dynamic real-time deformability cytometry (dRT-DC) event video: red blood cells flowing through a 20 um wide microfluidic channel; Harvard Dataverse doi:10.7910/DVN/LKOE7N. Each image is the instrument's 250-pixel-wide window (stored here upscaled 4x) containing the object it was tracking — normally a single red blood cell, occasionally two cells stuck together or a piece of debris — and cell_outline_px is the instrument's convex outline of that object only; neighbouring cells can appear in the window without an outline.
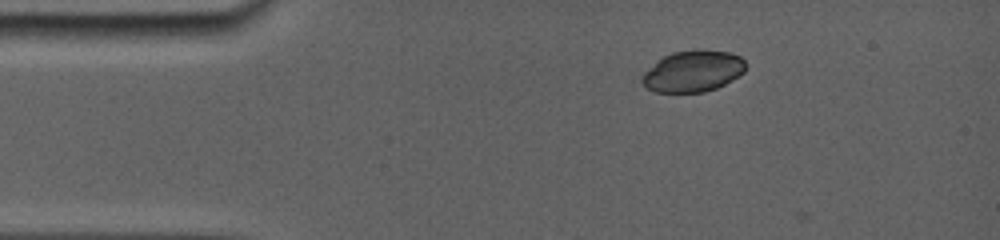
{"species": "common noctule bat (a hibernating species)", "species_latin": "Nyctalus noctula", "temperature_condition": "room temperature", "stored_images_in_passage": 3, "camera_frame_rate_fps": 5000, "um_per_image_px": 0.085, "animal": {"sex": "female", "body_mass_g": 19.0, "forearm_length_mm": 56.7}, "frame": {"image": 1, "passage_image": 1, "time_ms": 0.0, "image_size_px": [1000, 240], "cell_outline_px": [[744, 72], [724, 84], [716, 88], [704, 92], [652, 92], [640, 80], [644, 72], [664, 56], [672, 52], [732, 52], [740, 56], [744, 60]], "centroid_in_image_um": [58.88, 6.09], "position_along_channel_um": 26.1, "area_um2": 24.16}}